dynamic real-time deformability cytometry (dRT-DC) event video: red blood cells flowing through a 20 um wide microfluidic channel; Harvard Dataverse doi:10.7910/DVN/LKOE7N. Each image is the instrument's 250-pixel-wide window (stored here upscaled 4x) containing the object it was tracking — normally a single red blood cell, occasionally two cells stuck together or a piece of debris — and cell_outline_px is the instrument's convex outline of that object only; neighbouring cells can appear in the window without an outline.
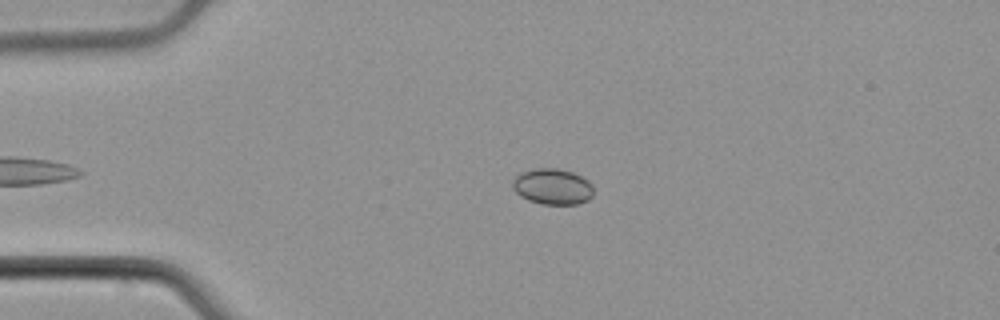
{"species": "common noctule bat (a hibernating species)", "species_latin": "Nyctalus noctula", "temperature_condition": "cold", "stored_images_in_passage": 45, "camera_frame_rate_fps": 3000, "um_per_image_px": 0.085, "animal": {"sex": "male", "body_mass_g": 21.5, "forearm_length_mm": 52.0}, "frame": {"image": 1, "passage_image": 10, "time_ms": 3.0, "image_size_px": [1000, 320], "cell_outline_px": [[592, 196], [588, 200], [576, 204], [544, 204], [528, 200], [520, 196], [512, 188], [512, 180], [516, 176], [524, 172], [536, 168], [556, 168], [572, 172], [588, 180], [592, 184]], "centroid_in_image_um": [46.96, 15.86], "position_along_channel_um": 38.0, "area_um2": 16.82}}
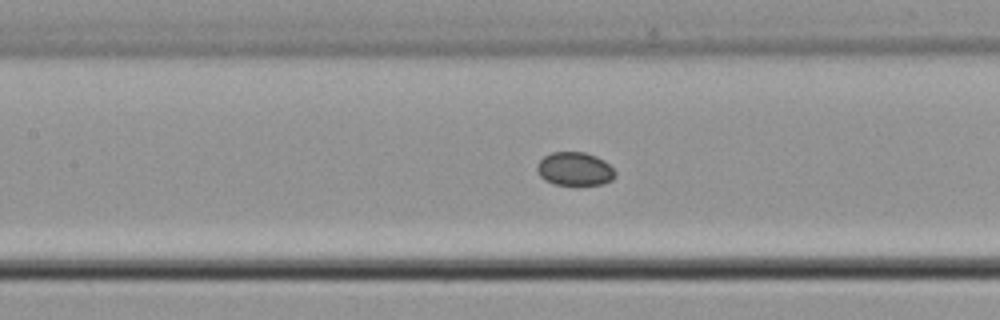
{"frame": {"image": 2, "passage_image": 22, "time_ms": 7.0, "image_size_px": [1000, 320], "cell_outline_px": [[616, 176], [612, 180], [604, 184], [576, 188], [556, 184], [544, 180], [540, 176], [536, 168], [540, 160], [544, 156], [552, 152], [584, 152], [596, 156], [604, 160], [616, 172]], "centroid_in_image_um": [48.88, 14.41], "position_along_channel_um": 158.5, "area_um2": 15.84}}
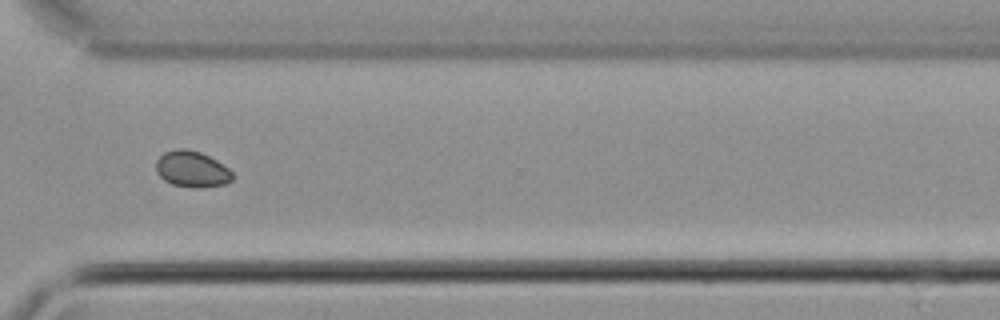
{"frame": {"image": 3, "passage_image": 37, "time_ms": 12.0, "image_size_px": [1000, 320], "cell_outline_px": [[236, 176], [232, 180], [224, 184], [172, 184], [164, 180], [156, 172], [156, 160], [164, 152], [176, 148], [184, 148], [200, 152], [216, 160], [228, 168]], "centroid_in_image_um": [16.29, 14.3], "position_along_channel_um": 354.3, "area_um2": 15.37}}